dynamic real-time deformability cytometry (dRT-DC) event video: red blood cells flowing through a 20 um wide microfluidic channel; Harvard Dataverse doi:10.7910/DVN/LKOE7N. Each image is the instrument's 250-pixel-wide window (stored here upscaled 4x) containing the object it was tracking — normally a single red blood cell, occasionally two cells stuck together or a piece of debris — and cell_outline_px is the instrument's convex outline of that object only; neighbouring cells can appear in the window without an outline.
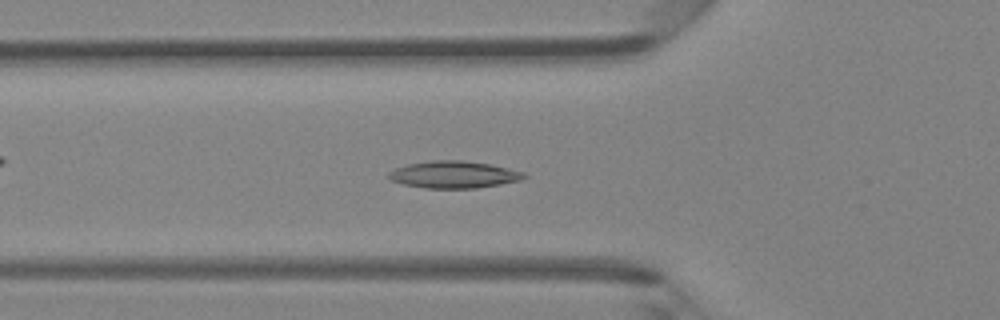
{"species": "Egyptian fruit bat (a non-hibernating species)", "species_latin": "Rousettus aegyptiacus", "temperature_condition": "room temperature", "stored_images_in_passage": 47, "camera_frame_rate_fps": 3000, "um_per_image_px": 0.085, "animal": {"sex": "female"}, "frame": {"image": 1, "passage_image": 16, "time_ms": 5.0, "image_size_px": [1000, 320], "cell_outline_px": [[528, 176], [520, 180], [500, 184], [476, 188], [424, 188], [404, 184], [392, 180], [388, 176], [388, 172], [396, 168], [408, 164], [432, 160], [464, 160], [488, 164], [508, 168], [524, 172]], "centroid_in_image_um": [38.58, 14.84], "position_along_channel_um": 87.2, "area_um2": 21.21}}
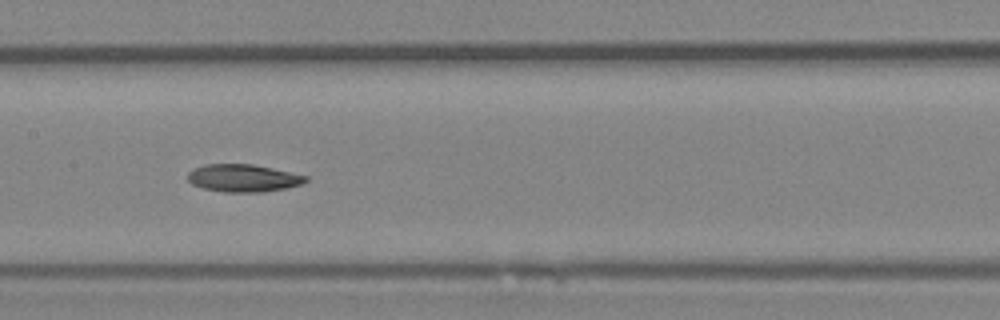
{"frame": {"image": 2, "passage_image": 23, "time_ms": 7.333, "image_size_px": [1000, 320], "cell_outline_px": [[308, 180], [304, 184], [288, 188], [264, 192], [224, 192], [204, 188], [192, 184], [188, 180], [188, 172], [204, 164], [252, 164], [272, 168], [308, 176]], "centroid_in_image_um": [20.72, 15.14], "position_along_channel_um": 186.7, "area_um2": 19.02}}
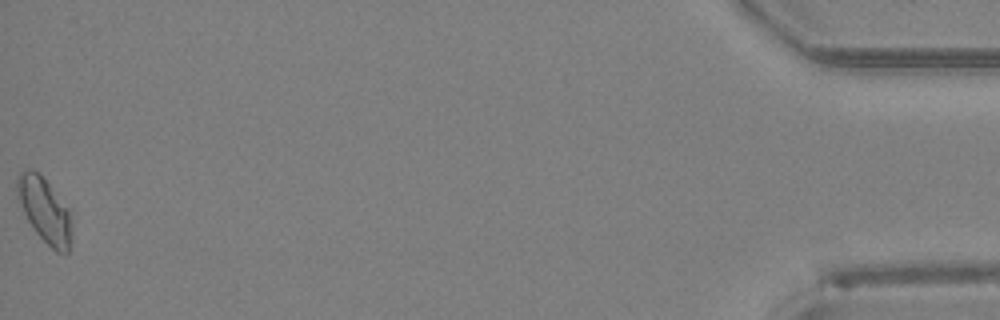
{"frame": {"image": 3, "passage_image": 47, "time_ms": 15.333, "image_size_px": [1000, 320], "cell_outline_px": [[72, 240], [68, 252], [56, 252], [36, 232], [28, 220], [16, 196], [16, 180], [20, 172], [24, 168], [32, 168], [48, 184], [68, 208], [72, 228]], "centroid_in_image_um": [3.78, 17.87], "position_along_channel_um": 431.4, "area_um2": 20.35}}